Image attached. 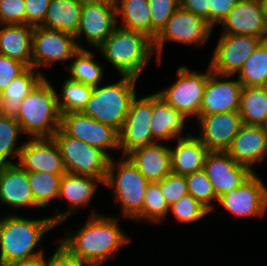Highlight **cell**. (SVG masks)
Here are the masks:
<instances>
[{
	"label": "cell",
	"mask_w": 267,
	"mask_h": 266,
	"mask_svg": "<svg viewBox=\"0 0 267 266\" xmlns=\"http://www.w3.org/2000/svg\"><path fill=\"white\" fill-rule=\"evenodd\" d=\"M72 235L67 232L60 241L72 255L92 264L100 266L114 257L120 247L129 243L130 239L120 229L118 219L92 213L86 224Z\"/></svg>",
	"instance_id": "1"
},
{
	"label": "cell",
	"mask_w": 267,
	"mask_h": 266,
	"mask_svg": "<svg viewBox=\"0 0 267 266\" xmlns=\"http://www.w3.org/2000/svg\"><path fill=\"white\" fill-rule=\"evenodd\" d=\"M57 224L52 216L42 219H28L15 214L0 220V261L2 264L28 260L42 255L34 251L43 234Z\"/></svg>",
	"instance_id": "2"
},
{
	"label": "cell",
	"mask_w": 267,
	"mask_h": 266,
	"mask_svg": "<svg viewBox=\"0 0 267 266\" xmlns=\"http://www.w3.org/2000/svg\"><path fill=\"white\" fill-rule=\"evenodd\" d=\"M98 50L121 76L137 79L154 55L152 38L143 32L118 25Z\"/></svg>",
	"instance_id": "3"
},
{
	"label": "cell",
	"mask_w": 267,
	"mask_h": 266,
	"mask_svg": "<svg viewBox=\"0 0 267 266\" xmlns=\"http://www.w3.org/2000/svg\"><path fill=\"white\" fill-rule=\"evenodd\" d=\"M57 91L46 77L32 90L19 108L16 120L32 138H52L60 128Z\"/></svg>",
	"instance_id": "4"
},
{
	"label": "cell",
	"mask_w": 267,
	"mask_h": 266,
	"mask_svg": "<svg viewBox=\"0 0 267 266\" xmlns=\"http://www.w3.org/2000/svg\"><path fill=\"white\" fill-rule=\"evenodd\" d=\"M116 83L93 87L90 100L82 113L113 127L118 133L127 118L132 99L136 96L137 78L122 76Z\"/></svg>",
	"instance_id": "5"
},
{
	"label": "cell",
	"mask_w": 267,
	"mask_h": 266,
	"mask_svg": "<svg viewBox=\"0 0 267 266\" xmlns=\"http://www.w3.org/2000/svg\"><path fill=\"white\" fill-rule=\"evenodd\" d=\"M149 183L127 156L116 163L111 157L104 186L113 187L123 217L135 220L142 213Z\"/></svg>",
	"instance_id": "6"
},
{
	"label": "cell",
	"mask_w": 267,
	"mask_h": 266,
	"mask_svg": "<svg viewBox=\"0 0 267 266\" xmlns=\"http://www.w3.org/2000/svg\"><path fill=\"white\" fill-rule=\"evenodd\" d=\"M52 138L58 145L66 173L92 176L105 183L111 158L104 151L67 135L61 128Z\"/></svg>",
	"instance_id": "7"
},
{
	"label": "cell",
	"mask_w": 267,
	"mask_h": 266,
	"mask_svg": "<svg viewBox=\"0 0 267 266\" xmlns=\"http://www.w3.org/2000/svg\"><path fill=\"white\" fill-rule=\"evenodd\" d=\"M213 27L202 17L184 10L181 6L174 12L172 17L153 39V48L161 63V54L165 42L173 41L186 45L205 44Z\"/></svg>",
	"instance_id": "8"
},
{
	"label": "cell",
	"mask_w": 267,
	"mask_h": 266,
	"mask_svg": "<svg viewBox=\"0 0 267 266\" xmlns=\"http://www.w3.org/2000/svg\"><path fill=\"white\" fill-rule=\"evenodd\" d=\"M212 71L208 66L205 73L190 71L181 66L177 69L178 80L167 89L156 92L168 105L189 116L199 117L207 79Z\"/></svg>",
	"instance_id": "9"
},
{
	"label": "cell",
	"mask_w": 267,
	"mask_h": 266,
	"mask_svg": "<svg viewBox=\"0 0 267 266\" xmlns=\"http://www.w3.org/2000/svg\"><path fill=\"white\" fill-rule=\"evenodd\" d=\"M153 113V94L138 99H132L127 118L119 131V149L126 156L132 150L153 144L151 120Z\"/></svg>",
	"instance_id": "10"
},
{
	"label": "cell",
	"mask_w": 267,
	"mask_h": 266,
	"mask_svg": "<svg viewBox=\"0 0 267 266\" xmlns=\"http://www.w3.org/2000/svg\"><path fill=\"white\" fill-rule=\"evenodd\" d=\"M79 50L73 34L51 30L42 26L34 27L32 35V67L52 65L54 62L72 59Z\"/></svg>",
	"instance_id": "11"
},
{
	"label": "cell",
	"mask_w": 267,
	"mask_h": 266,
	"mask_svg": "<svg viewBox=\"0 0 267 266\" xmlns=\"http://www.w3.org/2000/svg\"><path fill=\"white\" fill-rule=\"evenodd\" d=\"M60 128L69 136L104 151L119 149V133L111 126L104 125L82 112L61 114Z\"/></svg>",
	"instance_id": "12"
},
{
	"label": "cell",
	"mask_w": 267,
	"mask_h": 266,
	"mask_svg": "<svg viewBox=\"0 0 267 266\" xmlns=\"http://www.w3.org/2000/svg\"><path fill=\"white\" fill-rule=\"evenodd\" d=\"M261 41L252 35L222 34L208 65L210 70L225 76L239 73Z\"/></svg>",
	"instance_id": "13"
},
{
	"label": "cell",
	"mask_w": 267,
	"mask_h": 266,
	"mask_svg": "<svg viewBox=\"0 0 267 266\" xmlns=\"http://www.w3.org/2000/svg\"><path fill=\"white\" fill-rule=\"evenodd\" d=\"M217 202L238 218L262 217L267 210V187L254 172L240 187L221 195Z\"/></svg>",
	"instance_id": "14"
},
{
	"label": "cell",
	"mask_w": 267,
	"mask_h": 266,
	"mask_svg": "<svg viewBox=\"0 0 267 266\" xmlns=\"http://www.w3.org/2000/svg\"><path fill=\"white\" fill-rule=\"evenodd\" d=\"M116 18L114 0L109 2L84 3L81 8L79 29L75 35L79 49H84L78 41L83 34L88 44L98 49L117 26Z\"/></svg>",
	"instance_id": "15"
},
{
	"label": "cell",
	"mask_w": 267,
	"mask_h": 266,
	"mask_svg": "<svg viewBox=\"0 0 267 266\" xmlns=\"http://www.w3.org/2000/svg\"><path fill=\"white\" fill-rule=\"evenodd\" d=\"M220 24L223 34L252 35L267 40V9L261 0H238Z\"/></svg>",
	"instance_id": "16"
},
{
	"label": "cell",
	"mask_w": 267,
	"mask_h": 266,
	"mask_svg": "<svg viewBox=\"0 0 267 266\" xmlns=\"http://www.w3.org/2000/svg\"><path fill=\"white\" fill-rule=\"evenodd\" d=\"M17 164L28 173H66L62 155L53 138H31L28 142L24 141Z\"/></svg>",
	"instance_id": "17"
},
{
	"label": "cell",
	"mask_w": 267,
	"mask_h": 266,
	"mask_svg": "<svg viewBox=\"0 0 267 266\" xmlns=\"http://www.w3.org/2000/svg\"><path fill=\"white\" fill-rule=\"evenodd\" d=\"M203 169L218 198L240 187L254 173L236 163L226 151H209Z\"/></svg>",
	"instance_id": "18"
},
{
	"label": "cell",
	"mask_w": 267,
	"mask_h": 266,
	"mask_svg": "<svg viewBox=\"0 0 267 266\" xmlns=\"http://www.w3.org/2000/svg\"><path fill=\"white\" fill-rule=\"evenodd\" d=\"M198 138L209 151H226L243 125L239 111L199 116Z\"/></svg>",
	"instance_id": "19"
},
{
	"label": "cell",
	"mask_w": 267,
	"mask_h": 266,
	"mask_svg": "<svg viewBox=\"0 0 267 266\" xmlns=\"http://www.w3.org/2000/svg\"><path fill=\"white\" fill-rule=\"evenodd\" d=\"M227 77L213 72L209 74L199 116L239 110L243 85L239 80L225 81Z\"/></svg>",
	"instance_id": "20"
},
{
	"label": "cell",
	"mask_w": 267,
	"mask_h": 266,
	"mask_svg": "<svg viewBox=\"0 0 267 266\" xmlns=\"http://www.w3.org/2000/svg\"><path fill=\"white\" fill-rule=\"evenodd\" d=\"M226 152L236 163L254 172V163L263 162L267 157L265 127L243 124Z\"/></svg>",
	"instance_id": "21"
},
{
	"label": "cell",
	"mask_w": 267,
	"mask_h": 266,
	"mask_svg": "<svg viewBox=\"0 0 267 266\" xmlns=\"http://www.w3.org/2000/svg\"><path fill=\"white\" fill-rule=\"evenodd\" d=\"M0 202L17 208L24 206H40L35 202L28 172L17 163L0 165Z\"/></svg>",
	"instance_id": "22"
},
{
	"label": "cell",
	"mask_w": 267,
	"mask_h": 266,
	"mask_svg": "<svg viewBox=\"0 0 267 266\" xmlns=\"http://www.w3.org/2000/svg\"><path fill=\"white\" fill-rule=\"evenodd\" d=\"M98 184L104 185V182L92 176L65 173L61 179L58 199H66L72 209H68L64 213H59V210H56L57 214L53 215V221L57 225L61 224L71 214L73 215L79 207L86 206L93 198Z\"/></svg>",
	"instance_id": "23"
},
{
	"label": "cell",
	"mask_w": 267,
	"mask_h": 266,
	"mask_svg": "<svg viewBox=\"0 0 267 266\" xmlns=\"http://www.w3.org/2000/svg\"><path fill=\"white\" fill-rule=\"evenodd\" d=\"M158 143L138 147L126 155L150 183L159 182L171 173L170 149Z\"/></svg>",
	"instance_id": "24"
},
{
	"label": "cell",
	"mask_w": 267,
	"mask_h": 266,
	"mask_svg": "<svg viewBox=\"0 0 267 266\" xmlns=\"http://www.w3.org/2000/svg\"><path fill=\"white\" fill-rule=\"evenodd\" d=\"M169 149L171 173L183 176L203 169L209 152L197 136L189 133L186 137H179L174 149Z\"/></svg>",
	"instance_id": "25"
},
{
	"label": "cell",
	"mask_w": 267,
	"mask_h": 266,
	"mask_svg": "<svg viewBox=\"0 0 267 266\" xmlns=\"http://www.w3.org/2000/svg\"><path fill=\"white\" fill-rule=\"evenodd\" d=\"M33 67H27L0 94V116L16 118L23 99L45 78Z\"/></svg>",
	"instance_id": "26"
},
{
	"label": "cell",
	"mask_w": 267,
	"mask_h": 266,
	"mask_svg": "<svg viewBox=\"0 0 267 266\" xmlns=\"http://www.w3.org/2000/svg\"><path fill=\"white\" fill-rule=\"evenodd\" d=\"M0 54L32 67V35L34 27L26 24H2Z\"/></svg>",
	"instance_id": "27"
},
{
	"label": "cell",
	"mask_w": 267,
	"mask_h": 266,
	"mask_svg": "<svg viewBox=\"0 0 267 266\" xmlns=\"http://www.w3.org/2000/svg\"><path fill=\"white\" fill-rule=\"evenodd\" d=\"M187 117L168 105L157 93H153V113L151 132L153 139L170 140L180 136L184 129Z\"/></svg>",
	"instance_id": "28"
},
{
	"label": "cell",
	"mask_w": 267,
	"mask_h": 266,
	"mask_svg": "<svg viewBox=\"0 0 267 266\" xmlns=\"http://www.w3.org/2000/svg\"><path fill=\"white\" fill-rule=\"evenodd\" d=\"M82 5L78 0H50L46 17L41 26L76 35L79 29Z\"/></svg>",
	"instance_id": "29"
},
{
	"label": "cell",
	"mask_w": 267,
	"mask_h": 266,
	"mask_svg": "<svg viewBox=\"0 0 267 266\" xmlns=\"http://www.w3.org/2000/svg\"><path fill=\"white\" fill-rule=\"evenodd\" d=\"M239 114L242 123L264 127L267 123V87H242Z\"/></svg>",
	"instance_id": "30"
},
{
	"label": "cell",
	"mask_w": 267,
	"mask_h": 266,
	"mask_svg": "<svg viewBox=\"0 0 267 266\" xmlns=\"http://www.w3.org/2000/svg\"><path fill=\"white\" fill-rule=\"evenodd\" d=\"M116 15H122L120 27L140 31L151 38V12L148 0H114Z\"/></svg>",
	"instance_id": "31"
},
{
	"label": "cell",
	"mask_w": 267,
	"mask_h": 266,
	"mask_svg": "<svg viewBox=\"0 0 267 266\" xmlns=\"http://www.w3.org/2000/svg\"><path fill=\"white\" fill-rule=\"evenodd\" d=\"M238 74L244 87H267V40L259 43Z\"/></svg>",
	"instance_id": "32"
},
{
	"label": "cell",
	"mask_w": 267,
	"mask_h": 266,
	"mask_svg": "<svg viewBox=\"0 0 267 266\" xmlns=\"http://www.w3.org/2000/svg\"><path fill=\"white\" fill-rule=\"evenodd\" d=\"M93 54L86 48L79 49L72 58H75L71 65L68 67V71L71 80L81 82L85 85L96 87L101 84L103 77V66L99 65L93 59Z\"/></svg>",
	"instance_id": "33"
},
{
	"label": "cell",
	"mask_w": 267,
	"mask_h": 266,
	"mask_svg": "<svg viewBox=\"0 0 267 266\" xmlns=\"http://www.w3.org/2000/svg\"><path fill=\"white\" fill-rule=\"evenodd\" d=\"M92 91V86L69 78L66 79L62 86L61 96L57 95L60 113L82 112L87 102L90 100Z\"/></svg>",
	"instance_id": "34"
},
{
	"label": "cell",
	"mask_w": 267,
	"mask_h": 266,
	"mask_svg": "<svg viewBox=\"0 0 267 266\" xmlns=\"http://www.w3.org/2000/svg\"><path fill=\"white\" fill-rule=\"evenodd\" d=\"M62 177L63 175L50 173H28L33 197L41 208L48 206L51 200L58 199Z\"/></svg>",
	"instance_id": "35"
},
{
	"label": "cell",
	"mask_w": 267,
	"mask_h": 266,
	"mask_svg": "<svg viewBox=\"0 0 267 266\" xmlns=\"http://www.w3.org/2000/svg\"><path fill=\"white\" fill-rule=\"evenodd\" d=\"M22 133L23 131L16 118L0 116V165L15 164L10 160L15 159V156L19 158L23 143L17 146L16 142L18 135ZM10 156L12 159H9Z\"/></svg>",
	"instance_id": "36"
},
{
	"label": "cell",
	"mask_w": 267,
	"mask_h": 266,
	"mask_svg": "<svg viewBox=\"0 0 267 266\" xmlns=\"http://www.w3.org/2000/svg\"><path fill=\"white\" fill-rule=\"evenodd\" d=\"M169 211V205L164 199L158 182L149 183L144 197L142 213L135 219L160 223Z\"/></svg>",
	"instance_id": "37"
},
{
	"label": "cell",
	"mask_w": 267,
	"mask_h": 266,
	"mask_svg": "<svg viewBox=\"0 0 267 266\" xmlns=\"http://www.w3.org/2000/svg\"><path fill=\"white\" fill-rule=\"evenodd\" d=\"M188 194L192 195L209 212L213 210L214 203L218 201L213 186L204 169L186 175ZM212 201V203H211Z\"/></svg>",
	"instance_id": "38"
},
{
	"label": "cell",
	"mask_w": 267,
	"mask_h": 266,
	"mask_svg": "<svg viewBox=\"0 0 267 266\" xmlns=\"http://www.w3.org/2000/svg\"><path fill=\"white\" fill-rule=\"evenodd\" d=\"M169 210L172 211L176 221L180 223H192L210 213L190 194L169 206Z\"/></svg>",
	"instance_id": "39"
},
{
	"label": "cell",
	"mask_w": 267,
	"mask_h": 266,
	"mask_svg": "<svg viewBox=\"0 0 267 266\" xmlns=\"http://www.w3.org/2000/svg\"><path fill=\"white\" fill-rule=\"evenodd\" d=\"M181 0H148L151 12V38L154 39L166 25L174 12L180 7Z\"/></svg>",
	"instance_id": "40"
},
{
	"label": "cell",
	"mask_w": 267,
	"mask_h": 266,
	"mask_svg": "<svg viewBox=\"0 0 267 266\" xmlns=\"http://www.w3.org/2000/svg\"><path fill=\"white\" fill-rule=\"evenodd\" d=\"M162 195L169 206L188 194L186 177L170 173L158 182Z\"/></svg>",
	"instance_id": "41"
},
{
	"label": "cell",
	"mask_w": 267,
	"mask_h": 266,
	"mask_svg": "<svg viewBox=\"0 0 267 266\" xmlns=\"http://www.w3.org/2000/svg\"><path fill=\"white\" fill-rule=\"evenodd\" d=\"M0 23L26 24L24 0H0Z\"/></svg>",
	"instance_id": "42"
},
{
	"label": "cell",
	"mask_w": 267,
	"mask_h": 266,
	"mask_svg": "<svg viewBox=\"0 0 267 266\" xmlns=\"http://www.w3.org/2000/svg\"><path fill=\"white\" fill-rule=\"evenodd\" d=\"M26 68L27 66L21 61L0 54V94Z\"/></svg>",
	"instance_id": "43"
},
{
	"label": "cell",
	"mask_w": 267,
	"mask_h": 266,
	"mask_svg": "<svg viewBox=\"0 0 267 266\" xmlns=\"http://www.w3.org/2000/svg\"><path fill=\"white\" fill-rule=\"evenodd\" d=\"M26 25L39 27L46 17L50 0H24Z\"/></svg>",
	"instance_id": "44"
},
{
	"label": "cell",
	"mask_w": 267,
	"mask_h": 266,
	"mask_svg": "<svg viewBox=\"0 0 267 266\" xmlns=\"http://www.w3.org/2000/svg\"><path fill=\"white\" fill-rule=\"evenodd\" d=\"M48 266H93L92 264L72 255L63 245L58 244L48 259Z\"/></svg>",
	"instance_id": "45"
},
{
	"label": "cell",
	"mask_w": 267,
	"mask_h": 266,
	"mask_svg": "<svg viewBox=\"0 0 267 266\" xmlns=\"http://www.w3.org/2000/svg\"><path fill=\"white\" fill-rule=\"evenodd\" d=\"M180 6L184 10L202 17L211 25V0H181Z\"/></svg>",
	"instance_id": "46"
},
{
	"label": "cell",
	"mask_w": 267,
	"mask_h": 266,
	"mask_svg": "<svg viewBox=\"0 0 267 266\" xmlns=\"http://www.w3.org/2000/svg\"><path fill=\"white\" fill-rule=\"evenodd\" d=\"M238 0H211V26L220 24L231 12Z\"/></svg>",
	"instance_id": "47"
},
{
	"label": "cell",
	"mask_w": 267,
	"mask_h": 266,
	"mask_svg": "<svg viewBox=\"0 0 267 266\" xmlns=\"http://www.w3.org/2000/svg\"><path fill=\"white\" fill-rule=\"evenodd\" d=\"M2 266H48V260L44 258V254L22 261H16L12 263H5Z\"/></svg>",
	"instance_id": "48"
},
{
	"label": "cell",
	"mask_w": 267,
	"mask_h": 266,
	"mask_svg": "<svg viewBox=\"0 0 267 266\" xmlns=\"http://www.w3.org/2000/svg\"><path fill=\"white\" fill-rule=\"evenodd\" d=\"M78 1L84 4V3L109 2L111 0H78Z\"/></svg>",
	"instance_id": "49"
},
{
	"label": "cell",
	"mask_w": 267,
	"mask_h": 266,
	"mask_svg": "<svg viewBox=\"0 0 267 266\" xmlns=\"http://www.w3.org/2000/svg\"><path fill=\"white\" fill-rule=\"evenodd\" d=\"M261 2L264 5V7L267 9V0H261Z\"/></svg>",
	"instance_id": "50"
},
{
	"label": "cell",
	"mask_w": 267,
	"mask_h": 266,
	"mask_svg": "<svg viewBox=\"0 0 267 266\" xmlns=\"http://www.w3.org/2000/svg\"><path fill=\"white\" fill-rule=\"evenodd\" d=\"M264 127H265V130H266V133H267V123L265 124V126H264Z\"/></svg>",
	"instance_id": "51"
}]
</instances>
